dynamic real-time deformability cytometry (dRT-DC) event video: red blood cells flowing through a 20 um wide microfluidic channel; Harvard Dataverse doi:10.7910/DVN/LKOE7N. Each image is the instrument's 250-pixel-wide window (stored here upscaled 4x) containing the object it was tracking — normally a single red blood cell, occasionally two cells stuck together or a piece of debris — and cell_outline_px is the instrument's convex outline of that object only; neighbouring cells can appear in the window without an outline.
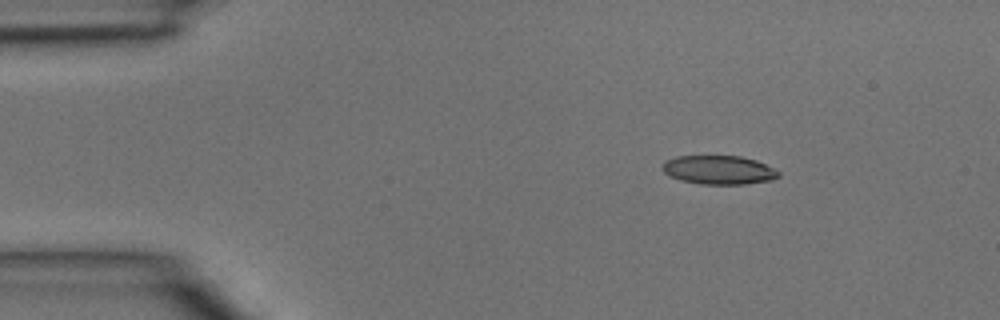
{"species": "common noctule bat (a hibernating species)", "species_latin": "Nyctalus noctula", "temperature_condition": "room temperature", "stored_images_in_passage": 4, "camera_frame_rate_fps": 3000, "um_per_image_px": 0.085, "animal": {"sex": "male", "body_mass_g": 15.6}, "frame": {"image": 1, "passage_image": 1, "time_ms": 0.0, "image_size_px": [1000, 320], "cell_outline_px": [[780, 176], [772, 180], [744, 184], [700, 184], [680, 180], [668, 176], [660, 168], [664, 160], [676, 156], [740, 156], [756, 160], [780, 172]], "centroid_in_image_um": [61.05, 14.44], "position_along_channel_um": 24.0, "area_um2": 19.65}}